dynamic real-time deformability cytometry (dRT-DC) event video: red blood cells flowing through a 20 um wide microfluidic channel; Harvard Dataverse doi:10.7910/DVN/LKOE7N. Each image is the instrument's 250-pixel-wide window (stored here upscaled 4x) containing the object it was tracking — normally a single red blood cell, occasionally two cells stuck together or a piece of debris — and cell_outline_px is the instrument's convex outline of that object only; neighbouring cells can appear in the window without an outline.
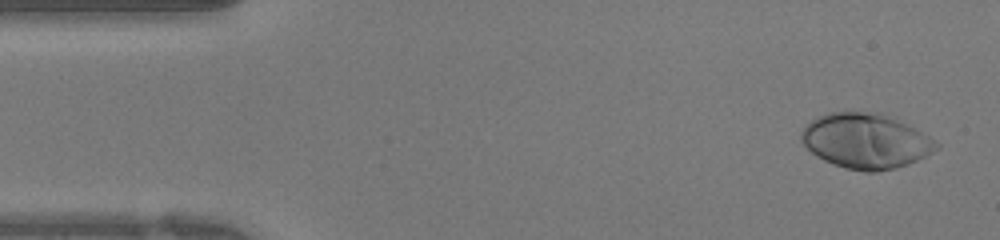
{"species": "human", "species_latin": "Homo sapiens", "temperature_condition": "warm", "stored_images_in_passage": 41, "camera_frame_rate_fps": 3000, "um_per_image_px": 0.085, "donor": {"sex": "female"}, "frame": {"image": 1, "passage_image": 2, "time_ms": 0.333, "image_size_px": [1000, 240], "cell_outline_px": [[940, 148], [908, 164], [896, 168], [876, 172], [868, 172], [844, 168], [824, 160], [816, 156], [800, 140], [800, 132], [812, 120], [828, 112], [880, 112], [928, 136], [940, 144]], "centroid_in_image_um": [73.56, 11.99], "position_along_channel_um": 11.4, "area_um2": 42.83}}
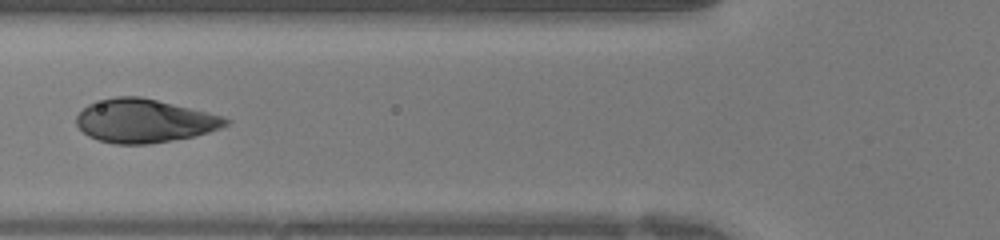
{"frame": {"image": 2, "passage_image": 15, "time_ms": 4.667, "image_size_px": [1000, 240], "cell_outline_px": [[232, 124], [208, 132], [192, 136], [172, 140], [148, 144], [116, 144], [100, 140], [88, 136], [76, 124], [76, 116], [88, 104], [116, 96], [140, 96], [208, 112], [224, 116], [232, 120]], "centroid_in_image_um": [12.3, 10.27], "position_along_channel_um": 113.5, "area_um2": 37.69}}
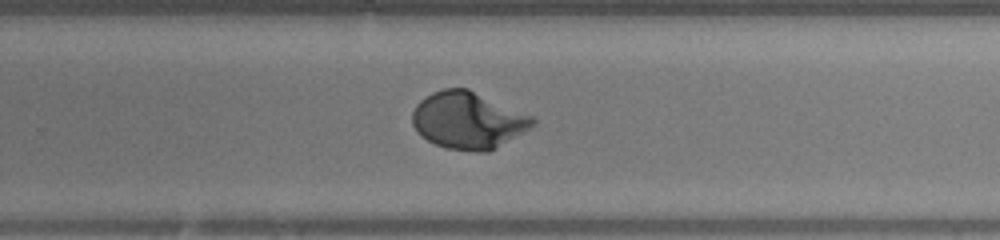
{"frame": {"image": 3, "passage_image": 26, "time_ms": 8.333, "image_size_px": [1000, 240], "cell_outline_px": [[536, 124], [488, 152], [480, 152], [448, 148], [436, 144], [420, 136], [416, 132], [412, 124], [412, 112], [416, 104], [420, 100], [432, 92], [444, 88], [468, 88], [532, 116], [536, 120]], "centroid_in_image_um": [39.74, 10.22], "position_along_channel_um": 290.1, "area_um2": 39.71}}